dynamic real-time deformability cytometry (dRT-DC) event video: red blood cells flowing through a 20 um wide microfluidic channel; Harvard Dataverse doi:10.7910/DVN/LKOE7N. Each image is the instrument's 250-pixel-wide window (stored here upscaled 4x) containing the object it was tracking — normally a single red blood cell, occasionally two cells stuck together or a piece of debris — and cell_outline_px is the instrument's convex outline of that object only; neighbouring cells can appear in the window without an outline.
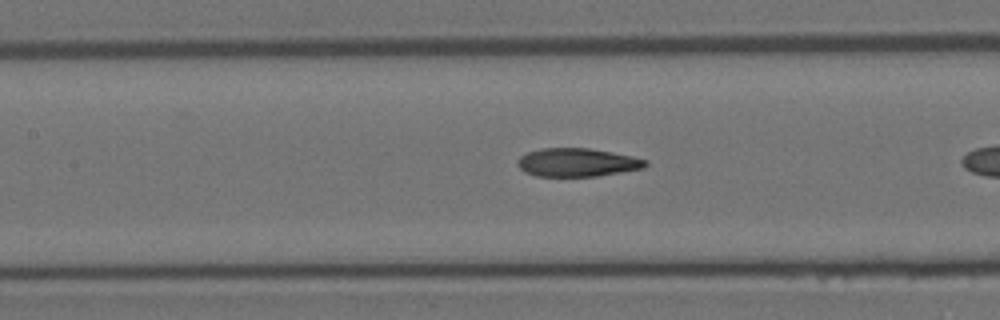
{"species": "Egyptian fruit bat (a non-hibernating species)", "species_latin": "Rousettus aegyptiacus", "temperature_condition": "room temperature", "stored_images_in_passage": 9, "camera_frame_rate_fps": 3000, "um_per_image_px": 0.085, "animal": {"sex": "female"}, "frame": {"image": 1, "passage_image": 8, "time_ms": 2.333, "image_size_px": [1000, 320], "cell_outline_px": [[648, 164], [644, 168], [596, 176], [536, 176], [524, 172], [516, 164], [516, 160], [520, 156], [528, 152], [540, 148], [588, 148], [612, 152], [632, 156], [648, 160]], "centroid_in_image_um": [49.04, 13.8], "position_along_channel_um": 158.4, "area_um2": 21.21}}